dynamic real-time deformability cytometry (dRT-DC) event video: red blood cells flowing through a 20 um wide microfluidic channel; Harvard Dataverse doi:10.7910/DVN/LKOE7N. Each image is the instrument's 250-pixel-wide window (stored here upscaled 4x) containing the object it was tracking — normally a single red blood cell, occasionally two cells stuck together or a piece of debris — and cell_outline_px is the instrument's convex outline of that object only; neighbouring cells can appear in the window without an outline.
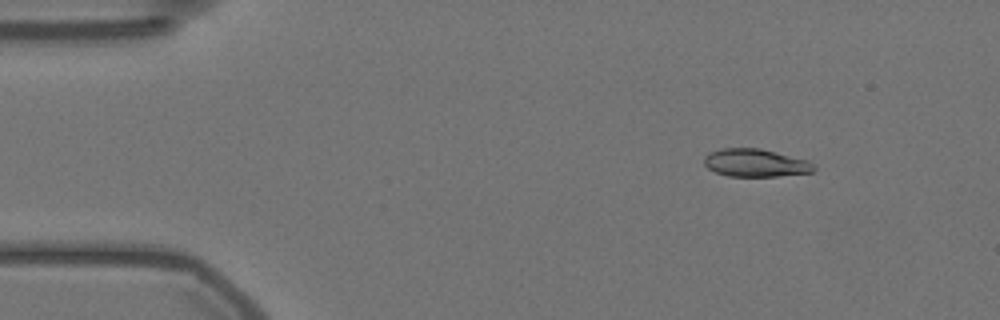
{"species": "Egyptian fruit bat (a non-hibernating species)", "species_latin": "Rousettus aegyptiacus", "temperature_condition": "warm", "stored_images_in_passage": 58, "segment_of_instrument_passage": [1, 2], "camera_frame_rate_fps": 3000, "um_per_image_px": 0.085, "animal": {"sex": "female"}, "frame": {"image": 1, "passage_image": 7, "time_ms": 2.0, "image_size_px": [1000, 320], "cell_outline_px": [[816, 168], [812, 172], [776, 176], [728, 176], [716, 172], [708, 168], [704, 164], [704, 156], [708, 152], [720, 148], [760, 148], [808, 160]], "centroid_in_image_um": [64.18, 13.83], "position_along_channel_um": 20.8, "area_um2": 17.8}}
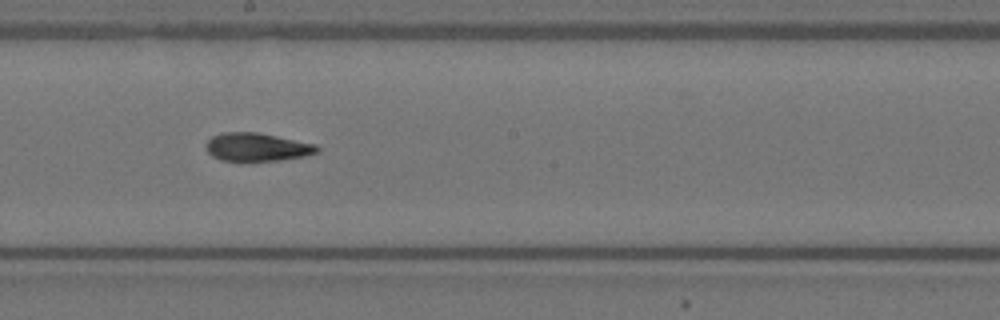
{"frame": {"image": 2, "passage_image": 31, "time_ms": 10.0, "image_size_px": [1000, 320], "cell_outline_px": [[320, 152], [304, 156], [280, 160], [220, 160], [212, 156], [208, 152], [204, 144], [212, 136], [224, 132], [256, 132], [316, 144], [320, 148]], "centroid_in_image_um": [21.84, 12.49], "position_along_channel_um": 226.4, "area_um2": 18.15}}
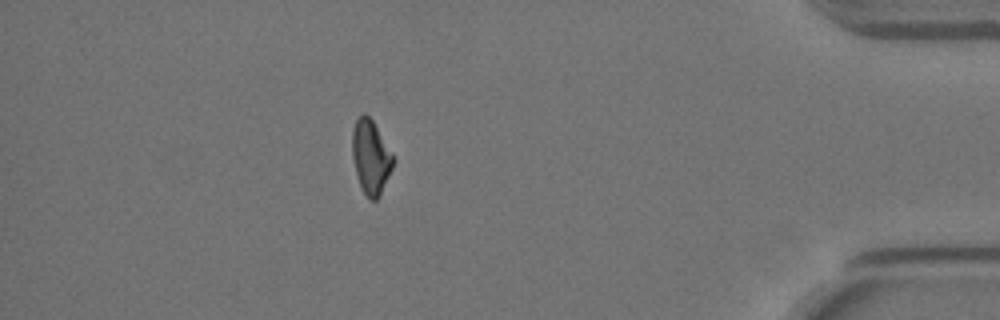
{"frame": {"image": 3, "passage_image": 50, "time_ms": 16.333, "image_size_px": [1000, 320], "cell_outline_px": [[396, 160], [380, 196], [376, 200], [368, 200], [356, 176], [352, 156], [352, 128], [356, 120], [364, 112], [372, 120]], "centroid_in_image_um": [31.51, 13.37], "position_along_channel_um": 403.7, "area_um2": 17.69}}